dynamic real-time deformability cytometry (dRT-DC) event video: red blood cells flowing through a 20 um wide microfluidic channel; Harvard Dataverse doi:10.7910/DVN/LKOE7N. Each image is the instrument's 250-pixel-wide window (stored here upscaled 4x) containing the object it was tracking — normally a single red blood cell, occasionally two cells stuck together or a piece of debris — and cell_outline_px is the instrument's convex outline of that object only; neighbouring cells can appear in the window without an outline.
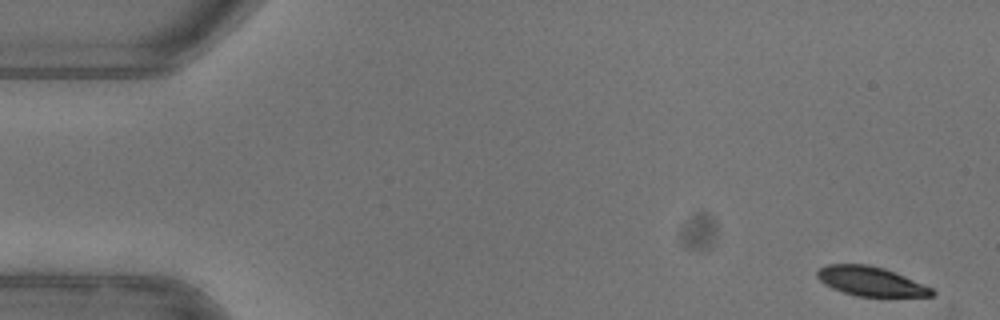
{"species": "common noctule bat (a hibernating species)", "species_latin": "Nyctalus noctula", "temperature_condition": "warm", "stored_images_in_passage": 51, "camera_frame_rate_fps": 3000, "um_per_image_px": 0.085, "animal": {"sex": "female"}, "frame": {"image": 1, "passage_image": 1, "time_ms": 0.0, "image_size_px": [1000, 320], "cell_outline_px": [[936, 292], [932, 296], [856, 296], [832, 288], [824, 284], [816, 276], [816, 272], [820, 268], [828, 264], [868, 264], [884, 268], [924, 284], [932, 288]], "centroid_in_image_um": [74.0, 23.9], "position_along_channel_um": 11.0, "area_um2": 19.48}}
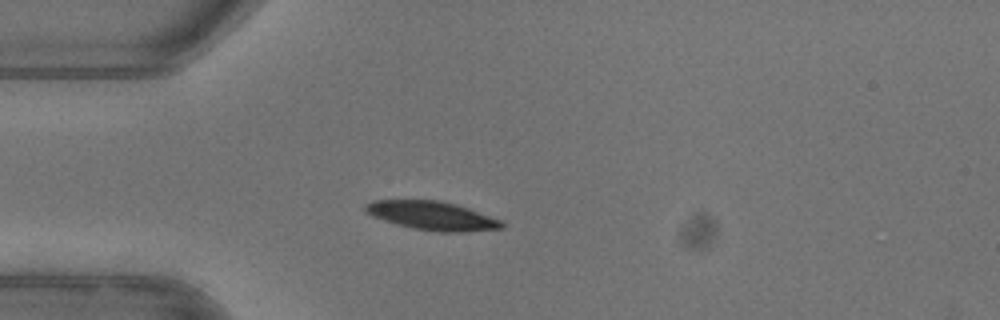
{"frame": {"image": 2, "passage_image": 13, "time_ms": 4.0, "image_size_px": [1000, 320], "cell_outline_px": [[504, 228], [464, 232], [440, 232], [416, 228], [396, 224], [372, 216], [364, 208], [364, 204], [372, 200], [440, 200], [456, 204], [468, 208], [500, 220], [504, 224]], "centroid_in_image_um": [36.72, 18.33], "position_along_channel_um": 48.3, "area_um2": 22.6}}
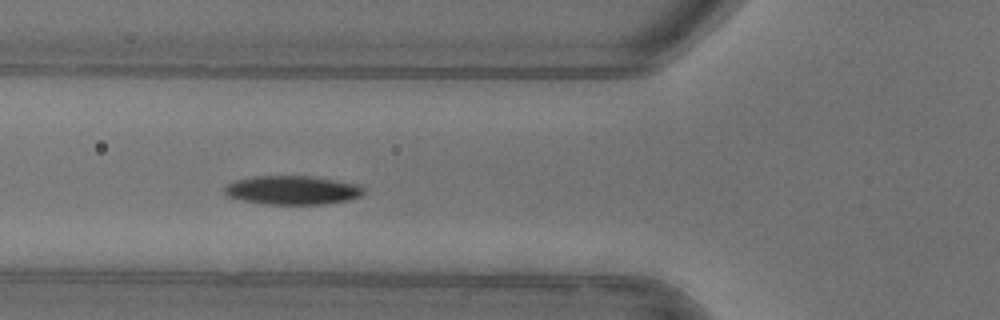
{"frame": {"image": 3, "passage_image": 18, "time_ms": 5.667, "image_size_px": [1000, 320], "cell_outline_px": [[364, 192], [360, 196], [348, 200], [324, 204], [264, 204], [240, 200], [228, 196], [224, 192], [224, 188], [228, 184], [236, 180], [256, 176], [308, 176], [336, 180], [356, 184], [364, 188]], "centroid_in_image_um": [24.84, 16.17], "position_along_channel_um": 101.0, "area_um2": 23.24}, "authors_computed_cell_mechanics": {"area_um2": 22.5998, "velocity_mm_per_s": 3.954, "shape_relaxation_time_tau1_ms": 2.7556, "shape_relaxation_time_tau2_ms": null, "deformation_change_tau1": 0.1234, "deformation_change_tau2": null}}